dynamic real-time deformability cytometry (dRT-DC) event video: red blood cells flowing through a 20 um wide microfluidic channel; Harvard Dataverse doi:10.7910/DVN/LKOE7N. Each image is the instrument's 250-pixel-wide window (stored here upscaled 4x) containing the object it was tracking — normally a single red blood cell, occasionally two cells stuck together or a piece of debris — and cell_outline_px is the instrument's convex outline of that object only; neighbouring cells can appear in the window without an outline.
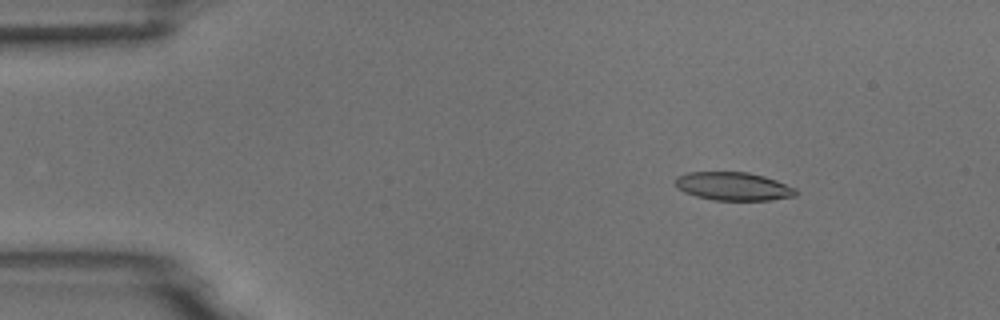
{"species": "common noctule bat (a hibernating species)", "species_latin": "Nyctalus noctula", "temperature_condition": "room temperature", "stored_images_in_passage": 53, "camera_frame_rate_fps": 3000, "um_per_image_px": 0.085, "animal": {"sex": "male", "body_mass_g": 18.8}, "frame": {"image": 1, "passage_image": 7, "time_ms": 2.0, "image_size_px": [1000, 320], "cell_outline_px": [[800, 192], [796, 196], [772, 200], [712, 200], [696, 196], [684, 192], [676, 188], [676, 176], [688, 172], [748, 172], [764, 176], [776, 180], [796, 188]], "centroid_in_image_um": [62.36, 15.84], "position_along_channel_um": 22.6, "area_um2": 20.06}}
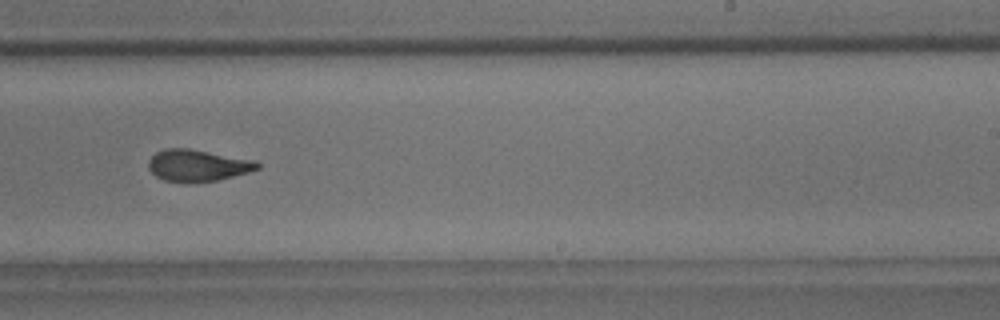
{"frame": {"image": 2, "passage_image": 33, "time_ms": 10.667, "image_size_px": [1000, 320], "cell_outline_px": [[260, 168], [248, 172], [216, 180], [192, 184], [188, 184], [164, 180], [156, 176], [148, 168], [148, 160], [156, 152], [164, 148], [188, 148], [256, 160], [260, 164]], "centroid_in_image_um": [16.78, 14.07], "position_along_channel_um": 272.2, "area_um2": 20.4}}
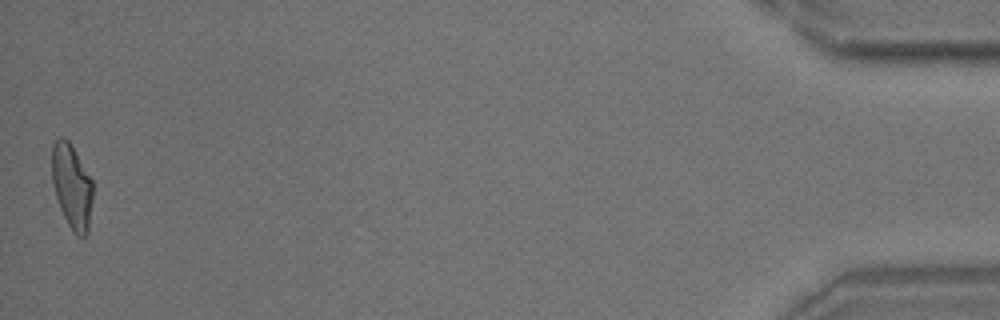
{"frame": {"image": 3, "passage_image": 53, "time_ms": 17.333, "image_size_px": [1000, 320], "cell_outline_px": [[92, 200], [88, 232], [84, 236], [76, 236], [72, 232], [60, 208], [56, 196], [52, 180], [52, 144], [60, 136], [64, 136], [68, 140], [92, 180]], "centroid_in_image_um": [6.1, 15.85], "position_along_channel_um": 429.1, "area_um2": 20.0}, "authors_computed_cell_mechanics": {"area_um2": 20.4034, "velocity_mm_per_s": 3.7589, "shape_relaxation_time_tau1_ms": 5.2412, "shape_relaxation_time_tau2_ms": 1.9916, "deformation_change_tau1": 0.1958, "deformation_change_tau2": 0.0883}}